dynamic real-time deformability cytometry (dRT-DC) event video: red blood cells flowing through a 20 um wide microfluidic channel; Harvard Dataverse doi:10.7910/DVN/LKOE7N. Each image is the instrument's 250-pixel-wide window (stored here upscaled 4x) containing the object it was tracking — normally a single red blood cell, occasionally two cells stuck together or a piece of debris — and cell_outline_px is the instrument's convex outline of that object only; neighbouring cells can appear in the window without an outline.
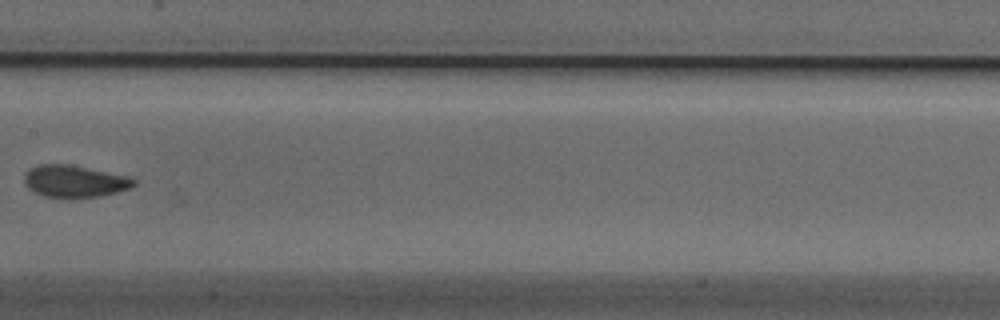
{"species": "Egyptian fruit bat (a non-hibernating species)", "species_latin": "Rousettus aegyptiacus", "temperature_condition": "cold", "stored_images_in_passage": 9, "camera_frame_rate_fps": 3000, "um_per_image_px": 0.085, "animal": {"sex": "male"}, "frame": {"image": 1, "passage_image": 8, "time_ms": 2.333, "image_size_px": [1000, 320], "cell_outline_px": [[136, 184], [128, 188], [116, 192], [100, 196], [44, 196], [28, 188], [24, 184], [24, 176], [28, 168], [40, 164], [68, 164], [128, 176], [136, 180]], "centroid_in_image_um": [6.31, 15.38], "position_along_channel_um": 201.1, "area_um2": 20.0}}
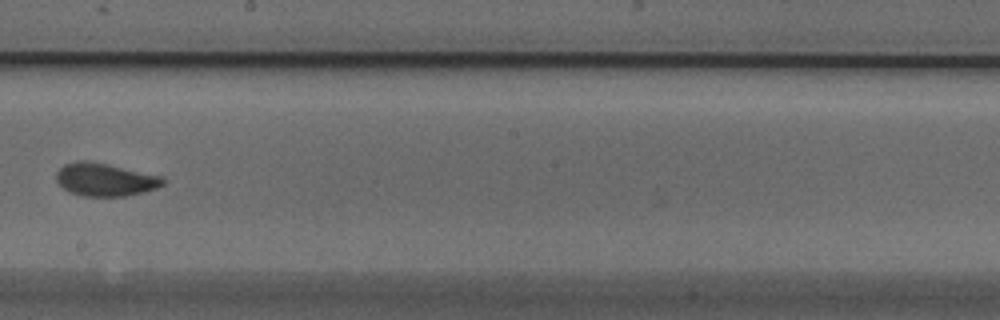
{"frame": {"image": 2, "passage_image": 9, "time_ms": 2.667, "image_size_px": [1000, 320], "cell_outline_px": [[164, 184], [156, 188], [144, 192], [124, 196], [80, 196], [68, 192], [56, 180], [56, 172], [64, 164], [80, 160], [84, 160], [164, 176]], "centroid_in_image_um": [8.92, 15.28], "position_along_channel_um": 239.3, "area_um2": 20.35}}